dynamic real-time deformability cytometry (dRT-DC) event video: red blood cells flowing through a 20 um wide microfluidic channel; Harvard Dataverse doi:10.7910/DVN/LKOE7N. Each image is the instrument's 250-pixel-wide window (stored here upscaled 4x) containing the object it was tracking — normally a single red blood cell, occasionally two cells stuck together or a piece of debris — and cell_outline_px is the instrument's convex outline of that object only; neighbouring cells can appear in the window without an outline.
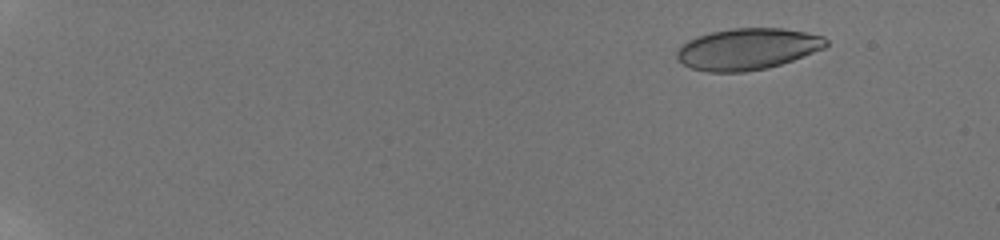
{"species": "human", "species_latin": "Homo sapiens", "temperature_condition": "room temperature", "stored_images_in_passage": 9, "camera_frame_rate_fps": 3000, "um_per_image_px": 0.085, "donor": {"sex": "male"}, "frame": {"image": 1, "passage_image": 2, "time_ms": 1.333, "image_size_px": [1000, 240], "cell_outline_px": [[828, 44], [824, 48], [792, 60], [768, 68], [744, 72], [708, 72], [692, 68], [684, 64], [676, 56], [676, 52], [688, 40], [712, 32], [732, 28], [784, 28], [824, 36], [828, 40]], "centroid_in_image_um": [63.56, 4.16], "position_along_channel_um": 21.4, "area_um2": 35.72}}
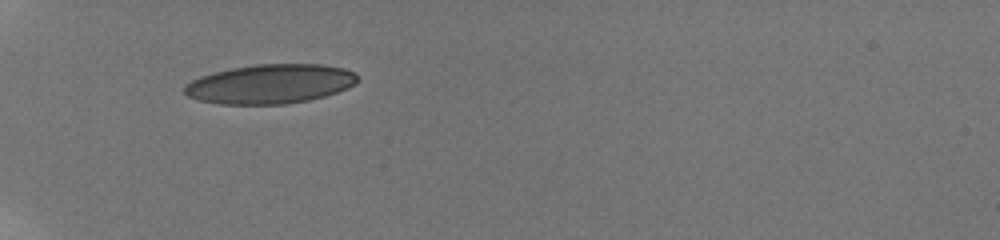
{"frame": {"image": 2, "passage_image": 8, "time_ms": 6.333, "image_size_px": [1000, 240], "cell_outline_px": [[360, 80], [356, 84], [348, 88], [324, 96], [308, 100], [284, 104], [220, 104], [200, 100], [188, 96], [184, 92], [184, 84], [200, 76], [232, 68], [260, 64], [324, 64], [344, 68], [356, 72], [360, 76]], "centroid_in_image_um": [23.02, 7.13], "position_along_channel_um": 62.0, "area_um2": 39.77}}